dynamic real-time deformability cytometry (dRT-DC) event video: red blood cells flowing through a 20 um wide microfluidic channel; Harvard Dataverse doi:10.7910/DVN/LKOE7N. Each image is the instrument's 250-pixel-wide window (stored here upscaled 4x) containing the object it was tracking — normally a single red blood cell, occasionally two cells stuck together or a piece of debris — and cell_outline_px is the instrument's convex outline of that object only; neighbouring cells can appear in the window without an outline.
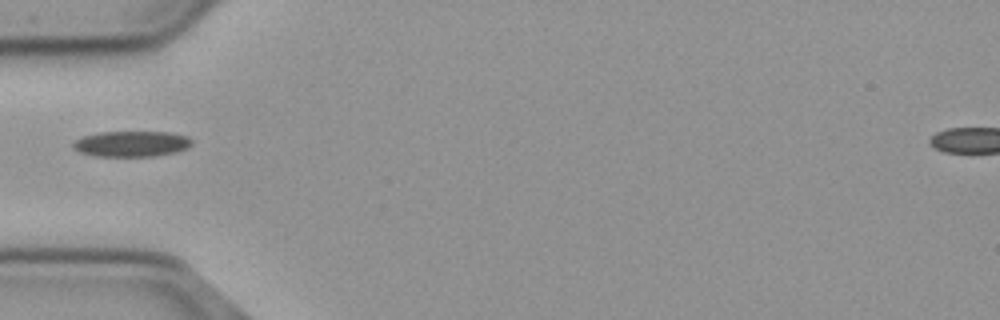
{"species": "common noctule bat (a hibernating species)", "species_latin": "Nyctalus noctula", "temperature_condition": "cold", "stored_images_in_passage": 5, "camera_frame_rate_fps": 3000, "um_per_image_px": 0.085, "animal": {"sex": "male", "body_mass_g": 23.1, "forearm_length_mm": 52.7}, "frame": {"image": 1, "passage_image": 1, "time_ms": 0.0, "image_size_px": [1000, 320], "cell_outline_px": [[192, 144], [188, 148], [176, 152], [152, 156], [92, 156], [80, 152], [72, 148], [72, 144], [76, 140], [84, 136], [100, 132], [168, 132], [188, 136], [192, 140]], "centroid_in_image_um": [11.19, 12.23], "position_along_channel_um": 73.8, "area_um2": 17.8}}